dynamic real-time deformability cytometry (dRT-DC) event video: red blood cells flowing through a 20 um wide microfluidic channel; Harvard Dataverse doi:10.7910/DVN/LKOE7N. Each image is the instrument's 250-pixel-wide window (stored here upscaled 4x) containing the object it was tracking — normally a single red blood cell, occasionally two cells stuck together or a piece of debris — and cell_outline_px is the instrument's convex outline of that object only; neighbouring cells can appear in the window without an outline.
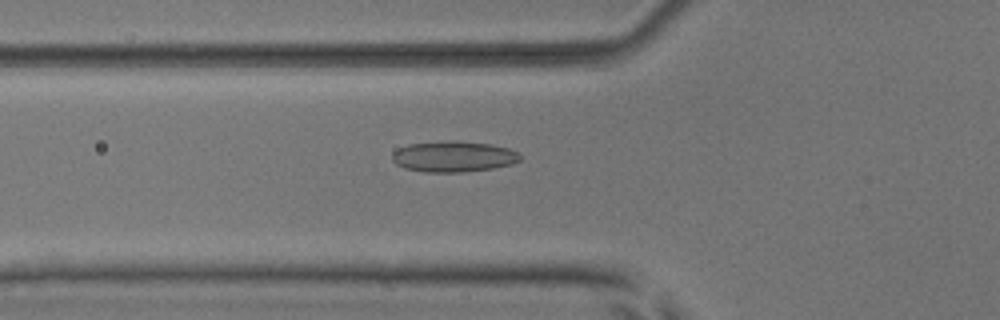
{"species": "common noctule bat (a hibernating species)", "species_latin": "Nyctalus noctula", "temperature_condition": "room temperature", "stored_images_in_passage": 42, "camera_frame_rate_fps": 3000, "um_per_image_px": 0.085, "animal": {"sex": "male", "body_mass_g": 17.9, "forearm_length_mm": 54.2}, "frame": {"image": 1, "passage_image": 19, "time_ms": 6.0, "image_size_px": [1000, 320], "cell_outline_px": [[520, 160], [512, 164], [492, 168], [460, 172], [424, 172], [404, 168], [396, 164], [392, 160], [392, 152], [396, 148], [408, 144], [448, 140], [456, 140], [492, 144], [508, 148], [516, 152], [520, 156]], "centroid_in_image_um": [38.5, 13.29], "position_along_channel_um": 87.3, "area_um2": 23.18}}
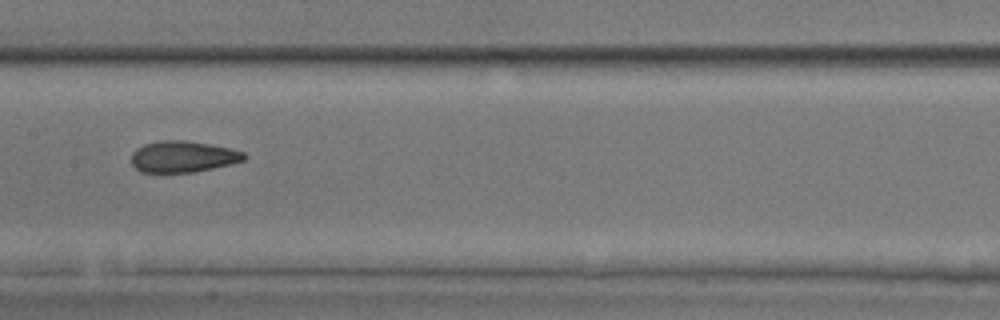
{"frame": {"image": 2, "passage_image": 27, "time_ms": 8.667, "image_size_px": [1000, 320], "cell_outline_px": [[248, 156], [244, 160], [232, 164], [192, 172], [160, 176], [140, 172], [132, 164], [132, 152], [136, 148], [144, 144], [160, 140], [184, 140], [232, 148], [244, 152]], "centroid_in_image_um": [15.51, 13.36], "position_along_channel_um": 191.9, "area_um2": 21.39}}
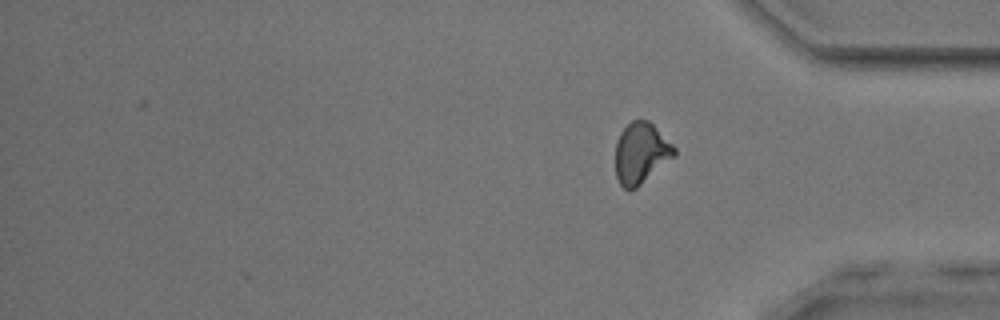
{"frame": {"image": 3, "passage_image": 42, "time_ms": 13.667, "image_size_px": [1000, 320], "cell_outline_px": [[676, 156], [636, 188], [628, 192], [620, 184], [616, 176], [616, 140], [620, 132], [632, 120], [648, 120], [676, 148]], "centroid_in_image_um": [54.48, 13.04], "position_along_channel_um": 380.7, "area_um2": 20.92}, "authors_computed_cell_mechanics": {"area_um2": 21.7039, "velocity_mm_per_s": 3.9212, "shape_relaxation_time_tau1_ms": 5.5479, "shape_relaxation_time_tau2_ms": 2.0486, "deformation_change_tau1": 0.1514, "deformation_change_tau2": 0.0926}}